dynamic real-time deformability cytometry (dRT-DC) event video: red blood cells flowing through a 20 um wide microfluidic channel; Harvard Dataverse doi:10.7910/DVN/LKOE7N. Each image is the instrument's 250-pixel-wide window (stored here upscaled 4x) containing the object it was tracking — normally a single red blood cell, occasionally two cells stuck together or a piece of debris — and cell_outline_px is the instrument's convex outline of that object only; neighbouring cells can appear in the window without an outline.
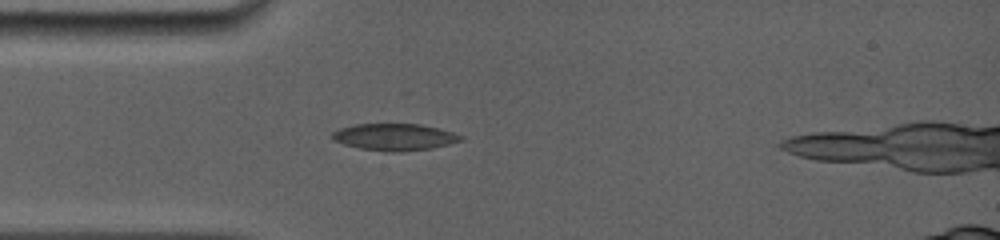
{"species": "common noctule bat (a hibernating species)", "species_latin": "Nyctalus noctula", "temperature_condition": "room temperature", "stored_images_in_passage": 14, "camera_frame_rate_fps": 5000, "um_per_image_px": 0.085, "animal": {"sex": "female", "body_mass_g": 19.0, "forearm_length_mm": 56.7}, "frame": {"image": 1, "passage_image": 10, "time_ms": 3.8, "image_size_px": [1000, 240], "cell_outline_px": [[464, 140], [432, 148], [396, 152], [392, 152], [360, 148], [344, 144], [332, 140], [332, 132], [340, 128], [356, 124], [420, 124], [440, 128], [464, 136]], "centroid_in_image_um": [33.55, 11.64], "position_along_channel_um": 51.4, "area_um2": 20.06}}